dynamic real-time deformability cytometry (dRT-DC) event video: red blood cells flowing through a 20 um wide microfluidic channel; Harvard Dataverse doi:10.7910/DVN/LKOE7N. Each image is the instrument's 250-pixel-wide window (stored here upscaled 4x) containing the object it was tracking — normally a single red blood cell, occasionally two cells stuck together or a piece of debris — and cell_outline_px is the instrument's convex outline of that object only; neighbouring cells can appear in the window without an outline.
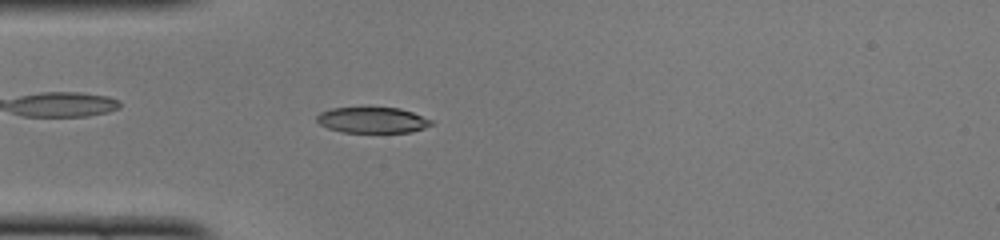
{"species": "common noctule bat (a hibernating species)", "species_latin": "Nyctalus noctula", "temperature_condition": "cold", "stored_images_in_passage": 49, "camera_frame_rate_fps": 3000, "um_per_image_px": 0.085, "animal": {"sex": "female", "body_mass_g": 22.0, "forearm_length_mm": 56.7}, "frame": {"image": 1, "passage_image": 13, "time_ms": 4.0, "image_size_px": [1000, 240], "cell_outline_px": [[432, 124], [424, 128], [412, 132], [340, 132], [328, 128], [320, 124], [316, 120], [316, 116], [320, 112], [332, 108], [400, 108], [412, 112], [432, 120]], "centroid_in_image_um": [31.64, 10.21], "position_along_channel_um": 53.4, "area_um2": 17.11}}
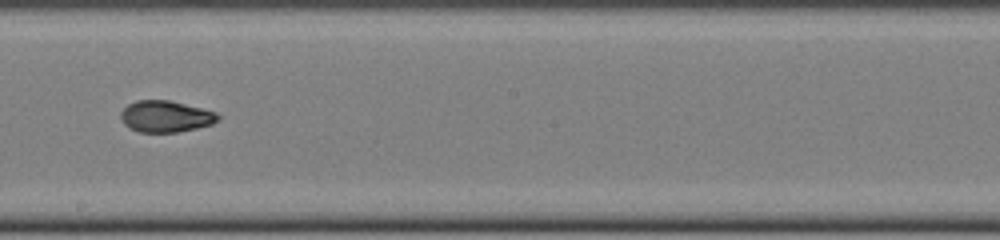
{"frame": {"image": 2, "passage_image": 27, "time_ms": 8.667, "image_size_px": [1000, 240], "cell_outline_px": [[220, 116], [212, 124], [196, 128], [176, 132], [140, 132], [128, 128], [120, 120], [120, 112], [128, 104], [136, 100], [168, 100], [216, 112]], "centroid_in_image_um": [14.02, 9.9], "position_along_channel_um": 234.2, "area_um2": 17.74}}
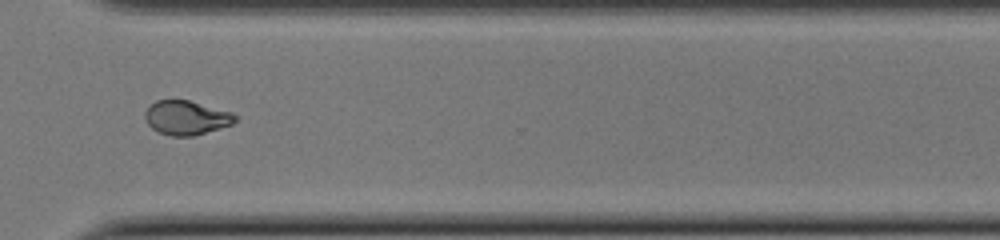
{"frame": {"image": 3, "passage_image": 36, "time_ms": 11.667, "image_size_px": [1000, 240], "cell_outline_px": [[240, 116], [232, 124], [220, 128], [192, 136], [172, 136], [160, 132], [152, 128], [148, 124], [144, 116], [144, 112], [156, 100], [188, 100], [232, 112]], "centroid_in_image_um": [15.86, 10.0], "position_along_channel_um": 354.7, "area_um2": 17.86}, "authors_computed_cell_mechanics": {"area_um2": 18.0914, "velocity_mm_per_s": 4.0051, "shape_relaxation_time_tau1_ms": 2.7251, "shape_relaxation_time_tau2_ms": 1.3828, "deformation_change_tau1": 0.1523, "deformation_change_tau2": 0.0557}}